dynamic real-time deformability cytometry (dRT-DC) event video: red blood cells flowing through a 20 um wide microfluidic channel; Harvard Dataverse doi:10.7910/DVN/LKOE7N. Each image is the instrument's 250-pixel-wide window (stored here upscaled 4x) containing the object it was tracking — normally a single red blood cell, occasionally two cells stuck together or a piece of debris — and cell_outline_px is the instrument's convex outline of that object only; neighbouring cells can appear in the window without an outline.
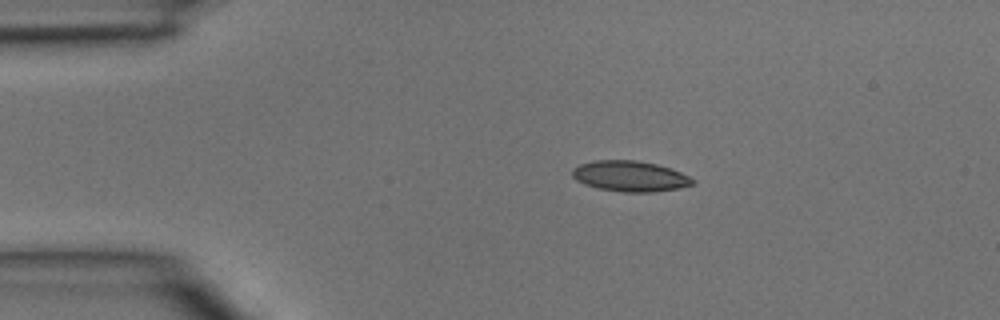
{"species": "common noctule bat (a hibernating species)", "species_latin": "Nyctalus noctula", "temperature_condition": "room temperature", "stored_images_in_passage": 2, "camera_frame_rate_fps": 3000, "um_per_image_px": 0.085, "animal": {"sex": "male", "body_mass_g": 15.6}, "frame": {"image": 1, "passage_image": 1, "time_ms": 0.0, "image_size_px": [1000, 320], "cell_outline_px": [[696, 184], [680, 188], [652, 192], [620, 192], [600, 188], [584, 184], [576, 180], [572, 176], [572, 168], [580, 164], [596, 160], [636, 160], [656, 164], [680, 172], [696, 180]], "centroid_in_image_um": [53.56, 14.98], "position_along_channel_um": 31.4, "area_um2": 21.5}}